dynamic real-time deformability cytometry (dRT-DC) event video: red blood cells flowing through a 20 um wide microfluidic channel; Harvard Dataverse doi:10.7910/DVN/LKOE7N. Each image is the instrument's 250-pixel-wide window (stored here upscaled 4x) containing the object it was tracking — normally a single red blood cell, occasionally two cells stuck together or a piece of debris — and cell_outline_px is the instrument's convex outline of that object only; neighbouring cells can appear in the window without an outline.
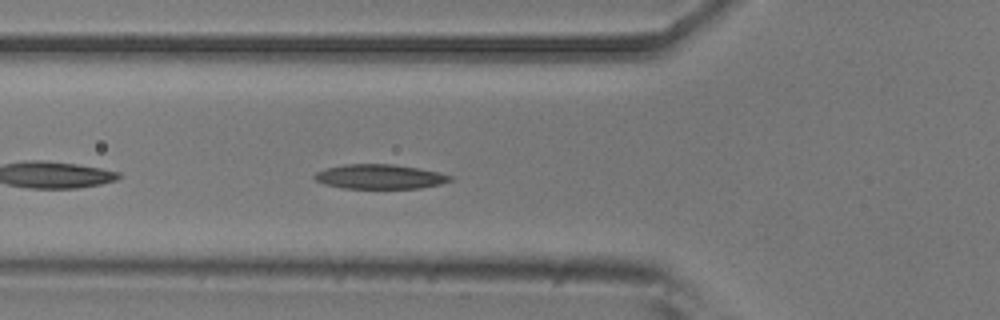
{"species": "common noctule bat (a hibernating species)", "species_latin": "Nyctalus noctula", "temperature_condition": "room temperature", "stored_images_in_passage": 30, "camera_frame_rate_fps": 3000, "um_per_image_px": 0.085, "animal": {"sex": "male", "body_mass_g": 20.5, "forearm_length_mm": 52.5}, "frame": {"image": 1, "passage_image": 6, "time_ms": 1.667, "image_size_px": [1000, 320], "cell_outline_px": [[456, 180], [440, 184], [420, 188], [344, 188], [324, 184], [316, 180], [312, 176], [316, 172], [328, 168], [344, 164], [392, 164], [420, 168], [440, 172], [452, 176]], "centroid_in_image_um": [32.33, 15.01], "position_along_channel_um": 93.5, "area_um2": 19.48}}
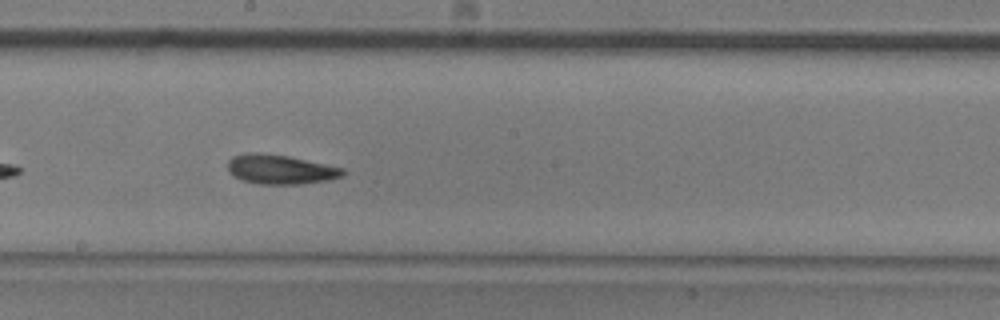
{"frame": {"image": 2, "passage_image": 16, "time_ms": 5.0, "image_size_px": [1000, 320], "cell_outline_px": [[344, 176], [332, 180], [300, 184], [260, 184], [240, 180], [232, 176], [228, 172], [228, 160], [232, 156], [252, 152], [256, 152], [288, 156], [344, 168]], "centroid_in_image_um": [23.82, 14.41], "position_along_channel_um": 224.4, "area_um2": 19.94}}
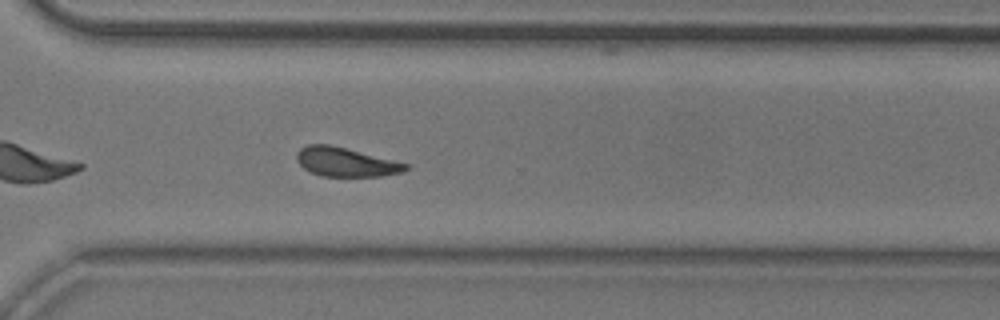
{"frame": {"image": 3, "passage_image": 25, "time_ms": 8.0, "image_size_px": [1000, 320], "cell_outline_px": [[408, 168], [404, 172], [380, 176], [320, 176], [304, 168], [296, 160], [296, 152], [300, 148], [308, 144], [328, 144], [408, 164]], "centroid_in_image_um": [29.34, 13.78], "position_along_channel_um": 341.3, "area_um2": 18.15}, "authors_computed_cell_mechanics": {"area_um2": 19.074, "velocity_mm_per_s": 3.9095, "shape_relaxation_time_tau1_ms": 4.0533, "shape_relaxation_time_tau2_ms": 4.3314, "deformation_change_tau1": 0.1238, "deformation_change_tau2": 0.1166}}